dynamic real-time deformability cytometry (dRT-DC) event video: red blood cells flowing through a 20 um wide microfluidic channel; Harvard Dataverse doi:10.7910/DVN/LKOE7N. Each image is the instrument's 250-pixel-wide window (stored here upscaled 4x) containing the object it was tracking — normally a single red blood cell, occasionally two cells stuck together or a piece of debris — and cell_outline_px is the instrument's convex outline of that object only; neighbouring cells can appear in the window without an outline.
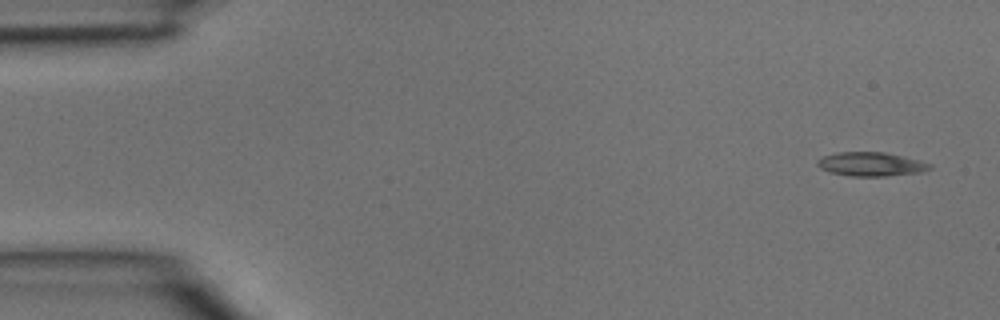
{"species": "common noctule bat (a hibernating species)", "species_latin": "Nyctalus noctula", "temperature_condition": "room temperature", "stored_images_in_passage": 5, "camera_frame_rate_fps": 3000, "um_per_image_px": 0.085, "animal": {"sex": "male", "body_mass_g": 15.6}, "frame": {"image": 1, "passage_image": 1, "time_ms": 0.0, "image_size_px": [1000, 320], "cell_outline_px": [[932, 168], [924, 172], [888, 176], [848, 176], [828, 172], [820, 168], [816, 164], [816, 160], [824, 156], [836, 152], [884, 152], [932, 164]], "centroid_in_image_um": [74.0, 13.97], "position_along_channel_um": 11.0, "area_um2": 15.72}}
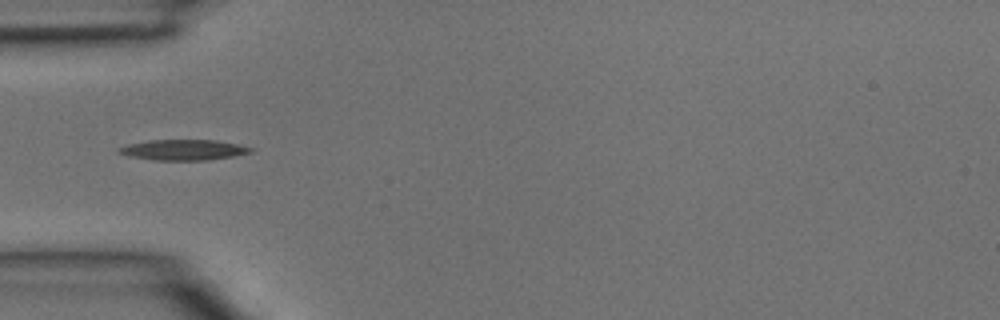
{"frame": {"image": 2, "passage_image": 4, "time_ms": 1.0, "image_size_px": [1000, 320], "cell_outline_px": [[252, 152], [232, 156], [208, 160], [152, 160], [128, 156], [116, 152], [116, 148], [128, 144], [148, 140], [216, 140], [236, 144], [252, 148]], "centroid_in_image_um": [15.51, 12.74], "position_along_channel_um": 69.5, "area_um2": 15.78}}